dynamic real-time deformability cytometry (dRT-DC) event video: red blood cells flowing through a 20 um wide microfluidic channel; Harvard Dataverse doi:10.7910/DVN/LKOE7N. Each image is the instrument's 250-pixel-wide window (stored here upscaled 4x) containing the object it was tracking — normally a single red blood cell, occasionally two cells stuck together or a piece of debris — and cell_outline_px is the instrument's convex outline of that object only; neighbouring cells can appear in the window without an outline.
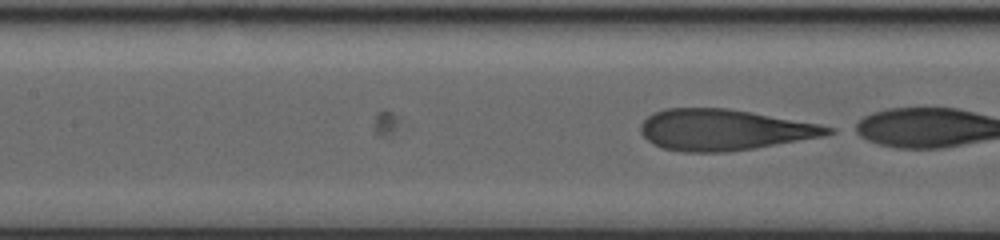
{"species": "human", "species_latin": "Homo sapiens", "temperature_condition": "warm", "stored_images_in_passage": 14, "camera_frame_rate_fps": 3000, "um_per_image_px": 0.085, "donor": {"sex": "male"}, "frame": {"image": 1, "passage_image": 14, "time_ms": 4.333, "image_size_px": [1000, 240], "cell_outline_px": [[836, 132], [824, 136], [756, 148], [724, 152], [680, 152], [664, 148], [652, 144], [640, 132], [640, 124], [652, 112], [664, 108], [728, 108], [820, 124], [836, 128]], "centroid_in_image_um": [61.54, 11.03], "position_along_channel_um": 145.9, "area_um2": 44.97}}